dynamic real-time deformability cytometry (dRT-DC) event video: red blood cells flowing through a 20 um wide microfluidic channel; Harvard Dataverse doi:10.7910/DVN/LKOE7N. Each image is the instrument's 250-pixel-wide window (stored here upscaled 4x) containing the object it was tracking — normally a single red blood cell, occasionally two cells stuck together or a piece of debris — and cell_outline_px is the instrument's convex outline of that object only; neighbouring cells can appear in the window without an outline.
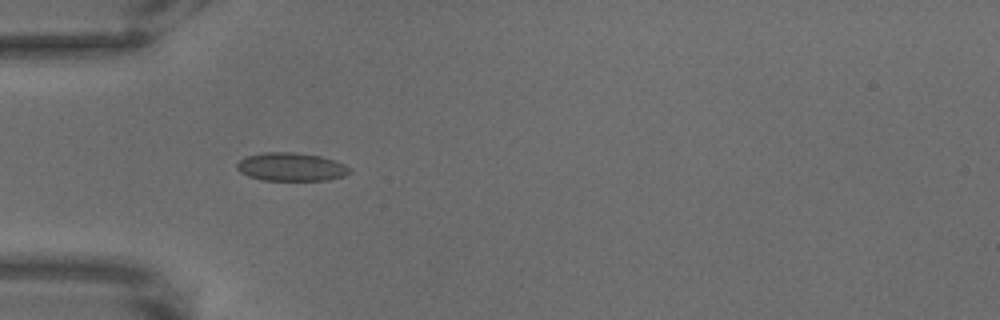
{"species": "common noctule bat (a hibernating species)", "species_latin": "Nyctalus noctula", "temperature_condition": "warm", "stored_images_in_passage": 47, "camera_frame_rate_fps": 3000, "um_per_image_px": 0.085, "animal": {"sex": "male", "body_mass_g": 18.8}, "frame": {"image": 1, "passage_image": 1, "time_ms": 0.0, "image_size_px": [1000, 320], "cell_outline_px": [[352, 172], [344, 176], [328, 180], [260, 180], [248, 176], [240, 172], [236, 168], [236, 164], [240, 160], [248, 156], [264, 152], [296, 152], [320, 156], [336, 160], [352, 168]], "centroid_in_image_um": [24.78, 14.19], "position_along_channel_um": 60.2, "area_um2": 18.79}}
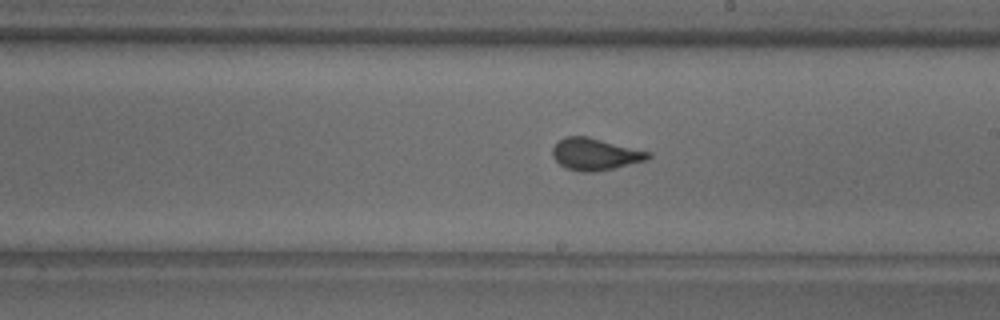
{"frame": {"image": 2, "passage_image": 19, "time_ms": 6.0, "image_size_px": [1000, 320], "cell_outline_px": [[652, 156], [648, 160], [596, 172], [580, 172], [564, 168], [552, 156], [552, 148], [564, 136], [588, 136], [652, 152]], "centroid_in_image_um": [50.61, 13.11], "position_along_channel_um": 238.4, "area_um2": 18.03}}
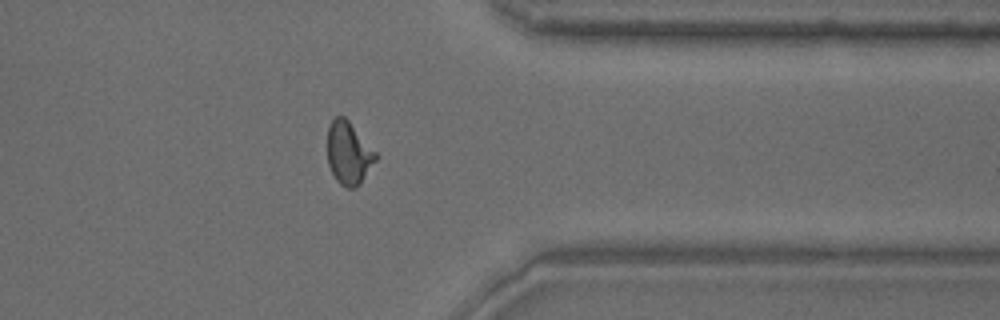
{"frame": {"image": 3, "passage_image": 34, "time_ms": 11.0, "image_size_px": [1000, 320], "cell_outline_px": [[380, 156], [360, 184], [356, 188], [348, 188], [340, 184], [336, 180], [328, 164], [328, 128], [332, 120], [336, 116], [344, 116], [348, 120]], "centroid_in_image_um": [29.66, 13.03], "position_along_channel_um": 381.7, "area_um2": 17.74}}